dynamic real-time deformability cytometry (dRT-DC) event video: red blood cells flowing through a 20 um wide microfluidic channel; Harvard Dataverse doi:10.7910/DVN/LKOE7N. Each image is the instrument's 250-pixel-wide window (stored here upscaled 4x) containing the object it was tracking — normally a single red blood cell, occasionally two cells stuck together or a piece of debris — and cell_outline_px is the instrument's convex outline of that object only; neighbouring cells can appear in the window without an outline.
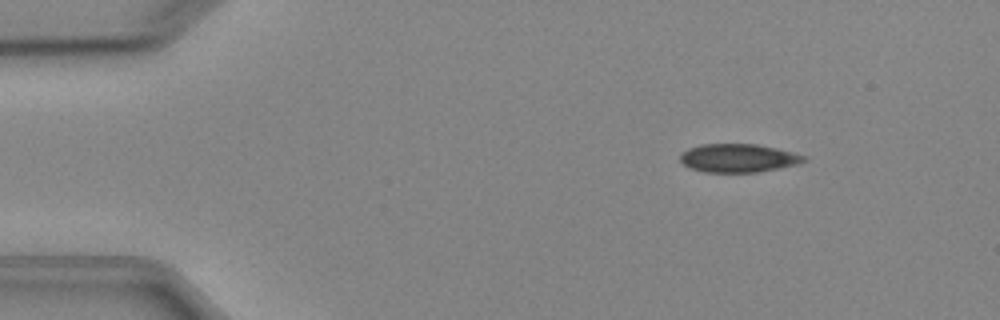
{"species": "Egyptian fruit bat (a non-hibernating species)", "species_latin": "Rousettus aegyptiacus", "temperature_condition": "cold", "stored_images_in_passage": 4, "camera_frame_rate_fps": 3000, "um_per_image_px": 0.085, "animal": {"sex": "female"}, "frame": {"image": 1, "passage_image": 2, "time_ms": 2.0, "image_size_px": [1000, 320], "cell_outline_px": [[808, 160], [800, 164], [756, 172], [704, 172], [692, 168], [684, 164], [680, 160], [680, 156], [688, 148], [700, 144], [756, 144], [776, 148], [808, 156]], "centroid_in_image_um": [62.8, 13.43], "position_along_channel_um": 22.2, "area_um2": 20.46}}